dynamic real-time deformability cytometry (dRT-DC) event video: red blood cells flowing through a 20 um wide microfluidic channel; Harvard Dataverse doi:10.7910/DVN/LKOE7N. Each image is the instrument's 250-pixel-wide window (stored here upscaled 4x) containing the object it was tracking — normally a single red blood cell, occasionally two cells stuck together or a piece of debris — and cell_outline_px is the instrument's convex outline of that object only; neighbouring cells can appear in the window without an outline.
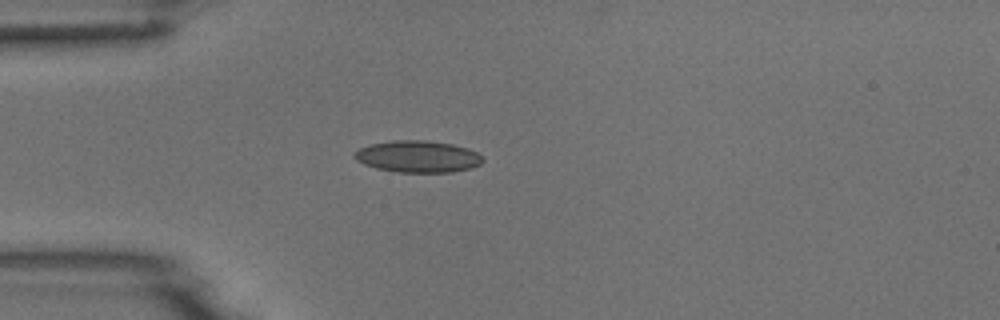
{"species": "common noctule bat (a hibernating species)", "species_latin": "Nyctalus noctula", "temperature_condition": "room temperature", "stored_images_in_passage": 1, "camera_frame_rate_fps": 3000, "um_per_image_px": 0.085, "animal": {"sex": "male", "body_mass_g": 18.8}, "frame": {"image": 1, "passage_image": 1, "time_ms": 0.0, "image_size_px": [1000, 320], "cell_outline_px": [[484, 160], [480, 164], [472, 168], [452, 172], [396, 172], [376, 168], [364, 164], [356, 160], [352, 156], [360, 148], [372, 144], [392, 140], [428, 140], [452, 144], [468, 148], [476, 152]], "centroid_in_image_um": [35.52, 13.3], "position_along_channel_um": 49.5, "area_um2": 23.76}}